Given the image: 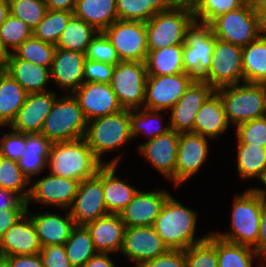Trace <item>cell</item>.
I'll return each mask as SVG.
<instances>
[{
  "label": "cell",
  "mask_w": 266,
  "mask_h": 267,
  "mask_svg": "<svg viewBox=\"0 0 266 267\" xmlns=\"http://www.w3.org/2000/svg\"><path fill=\"white\" fill-rule=\"evenodd\" d=\"M197 217V212L170 195L156 217L153 228L170 250H185L208 237V234L195 237Z\"/></svg>",
  "instance_id": "cell-1"
},
{
  "label": "cell",
  "mask_w": 266,
  "mask_h": 267,
  "mask_svg": "<svg viewBox=\"0 0 266 267\" xmlns=\"http://www.w3.org/2000/svg\"><path fill=\"white\" fill-rule=\"evenodd\" d=\"M47 166L51 174L84 180L93 177L103 164L95 157L85 138L52 143Z\"/></svg>",
  "instance_id": "cell-2"
},
{
  "label": "cell",
  "mask_w": 266,
  "mask_h": 267,
  "mask_svg": "<svg viewBox=\"0 0 266 267\" xmlns=\"http://www.w3.org/2000/svg\"><path fill=\"white\" fill-rule=\"evenodd\" d=\"M84 138L95 157L103 165H118L121 156L118 155V157L104 162L102 155L105 152L115 151L132 140L130 110L123 109L116 114L88 121Z\"/></svg>",
  "instance_id": "cell-3"
},
{
  "label": "cell",
  "mask_w": 266,
  "mask_h": 267,
  "mask_svg": "<svg viewBox=\"0 0 266 267\" xmlns=\"http://www.w3.org/2000/svg\"><path fill=\"white\" fill-rule=\"evenodd\" d=\"M244 83V84H243ZM224 106L229 124L237 127L249 120L262 118L266 113V84L228 85L216 89Z\"/></svg>",
  "instance_id": "cell-4"
},
{
  "label": "cell",
  "mask_w": 266,
  "mask_h": 267,
  "mask_svg": "<svg viewBox=\"0 0 266 267\" xmlns=\"http://www.w3.org/2000/svg\"><path fill=\"white\" fill-rule=\"evenodd\" d=\"M88 121L73 94L58 96L41 131L51 143L84 138Z\"/></svg>",
  "instance_id": "cell-5"
},
{
  "label": "cell",
  "mask_w": 266,
  "mask_h": 267,
  "mask_svg": "<svg viewBox=\"0 0 266 267\" xmlns=\"http://www.w3.org/2000/svg\"><path fill=\"white\" fill-rule=\"evenodd\" d=\"M236 195L231 212V231L213 232L219 238L240 245L254 247L259 234L261 215V194L256 188H249Z\"/></svg>",
  "instance_id": "cell-6"
},
{
  "label": "cell",
  "mask_w": 266,
  "mask_h": 267,
  "mask_svg": "<svg viewBox=\"0 0 266 267\" xmlns=\"http://www.w3.org/2000/svg\"><path fill=\"white\" fill-rule=\"evenodd\" d=\"M195 21L193 11L173 8L156 13L146 25L148 51L184 44L185 33Z\"/></svg>",
  "instance_id": "cell-7"
},
{
  "label": "cell",
  "mask_w": 266,
  "mask_h": 267,
  "mask_svg": "<svg viewBox=\"0 0 266 267\" xmlns=\"http://www.w3.org/2000/svg\"><path fill=\"white\" fill-rule=\"evenodd\" d=\"M215 37L238 46H246L264 33L253 4L226 12L210 23Z\"/></svg>",
  "instance_id": "cell-8"
},
{
  "label": "cell",
  "mask_w": 266,
  "mask_h": 267,
  "mask_svg": "<svg viewBox=\"0 0 266 267\" xmlns=\"http://www.w3.org/2000/svg\"><path fill=\"white\" fill-rule=\"evenodd\" d=\"M216 39L210 24L194 21L190 25L182 49L185 73L202 79L209 72Z\"/></svg>",
  "instance_id": "cell-9"
},
{
  "label": "cell",
  "mask_w": 266,
  "mask_h": 267,
  "mask_svg": "<svg viewBox=\"0 0 266 267\" xmlns=\"http://www.w3.org/2000/svg\"><path fill=\"white\" fill-rule=\"evenodd\" d=\"M147 77L145 62L120 61L115 65L110 85L123 109L143 107Z\"/></svg>",
  "instance_id": "cell-10"
},
{
  "label": "cell",
  "mask_w": 266,
  "mask_h": 267,
  "mask_svg": "<svg viewBox=\"0 0 266 267\" xmlns=\"http://www.w3.org/2000/svg\"><path fill=\"white\" fill-rule=\"evenodd\" d=\"M201 80L215 90L244 82L242 47L216 39L210 70Z\"/></svg>",
  "instance_id": "cell-11"
},
{
  "label": "cell",
  "mask_w": 266,
  "mask_h": 267,
  "mask_svg": "<svg viewBox=\"0 0 266 267\" xmlns=\"http://www.w3.org/2000/svg\"><path fill=\"white\" fill-rule=\"evenodd\" d=\"M103 33L116 49L120 61H146L148 48L145 22L117 20Z\"/></svg>",
  "instance_id": "cell-12"
},
{
  "label": "cell",
  "mask_w": 266,
  "mask_h": 267,
  "mask_svg": "<svg viewBox=\"0 0 266 267\" xmlns=\"http://www.w3.org/2000/svg\"><path fill=\"white\" fill-rule=\"evenodd\" d=\"M194 80L192 75L185 72L162 76L148 75L143 107L169 112Z\"/></svg>",
  "instance_id": "cell-13"
},
{
  "label": "cell",
  "mask_w": 266,
  "mask_h": 267,
  "mask_svg": "<svg viewBox=\"0 0 266 267\" xmlns=\"http://www.w3.org/2000/svg\"><path fill=\"white\" fill-rule=\"evenodd\" d=\"M68 209L75 225L85 226L109 214L103 193L102 167L93 177L80 181L78 191Z\"/></svg>",
  "instance_id": "cell-14"
},
{
  "label": "cell",
  "mask_w": 266,
  "mask_h": 267,
  "mask_svg": "<svg viewBox=\"0 0 266 267\" xmlns=\"http://www.w3.org/2000/svg\"><path fill=\"white\" fill-rule=\"evenodd\" d=\"M215 91L207 82L195 79L185 90L184 95L169 110L171 116L167 124L170 130L177 133L192 132L199 109Z\"/></svg>",
  "instance_id": "cell-15"
},
{
  "label": "cell",
  "mask_w": 266,
  "mask_h": 267,
  "mask_svg": "<svg viewBox=\"0 0 266 267\" xmlns=\"http://www.w3.org/2000/svg\"><path fill=\"white\" fill-rule=\"evenodd\" d=\"M168 250L153 226H126L120 253L128 260L134 261L135 267L161 256Z\"/></svg>",
  "instance_id": "cell-16"
},
{
  "label": "cell",
  "mask_w": 266,
  "mask_h": 267,
  "mask_svg": "<svg viewBox=\"0 0 266 267\" xmlns=\"http://www.w3.org/2000/svg\"><path fill=\"white\" fill-rule=\"evenodd\" d=\"M72 94L77 99L87 121L123 110L108 83L84 82Z\"/></svg>",
  "instance_id": "cell-17"
},
{
  "label": "cell",
  "mask_w": 266,
  "mask_h": 267,
  "mask_svg": "<svg viewBox=\"0 0 266 267\" xmlns=\"http://www.w3.org/2000/svg\"><path fill=\"white\" fill-rule=\"evenodd\" d=\"M79 184V180L64 178L49 173L45 177L37 179V181L30 186L27 206H29V202L32 200L44 206L54 205L67 210L75 198Z\"/></svg>",
  "instance_id": "cell-18"
},
{
  "label": "cell",
  "mask_w": 266,
  "mask_h": 267,
  "mask_svg": "<svg viewBox=\"0 0 266 267\" xmlns=\"http://www.w3.org/2000/svg\"><path fill=\"white\" fill-rule=\"evenodd\" d=\"M208 140L209 138L192 132L179 133L175 167L176 188L194 176L207 160Z\"/></svg>",
  "instance_id": "cell-19"
},
{
  "label": "cell",
  "mask_w": 266,
  "mask_h": 267,
  "mask_svg": "<svg viewBox=\"0 0 266 267\" xmlns=\"http://www.w3.org/2000/svg\"><path fill=\"white\" fill-rule=\"evenodd\" d=\"M55 91L28 93L8 128L24 134L41 133L45 118L49 114L57 96Z\"/></svg>",
  "instance_id": "cell-20"
},
{
  "label": "cell",
  "mask_w": 266,
  "mask_h": 267,
  "mask_svg": "<svg viewBox=\"0 0 266 267\" xmlns=\"http://www.w3.org/2000/svg\"><path fill=\"white\" fill-rule=\"evenodd\" d=\"M179 144V133L174 130L141 143L138 151L164 177L175 184V167Z\"/></svg>",
  "instance_id": "cell-21"
},
{
  "label": "cell",
  "mask_w": 266,
  "mask_h": 267,
  "mask_svg": "<svg viewBox=\"0 0 266 267\" xmlns=\"http://www.w3.org/2000/svg\"><path fill=\"white\" fill-rule=\"evenodd\" d=\"M169 196V192L161 189L138 191L119 215L127 227L153 226Z\"/></svg>",
  "instance_id": "cell-22"
},
{
  "label": "cell",
  "mask_w": 266,
  "mask_h": 267,
  "mask_svg": "<svg viewBox=\"0 0 266 267\" xmlns=\"http://www.w3.org/2000/svg\"><path fill=\"white\" fill-rule=\"evenodd\" d=\"M41 244L31 217L26 213L0 239V260L13 255H35Z\"/></svg>",
  "instance_id": "cell-23"
},
{
  "label": "cell",
  "mask_w": 266,
  "mask_h": 267,
  "mask_svg": "<svg viewBox=\"0 0 266 267\" xmlns=\"http://www.w3.org/2000/svg\"><path fill=\"white\" fill-rule=\"evenodd\" d=\"M85 54L56 48L50 68V79L62 88L61 91L72 94L84 83ZM69 90V91H68Z\"/></svg>",
  "instance_id": "cell-24"
},
{
  "label": "cell",
  "mask_w": 266,
  "mask_h": 267,
  "mask_svg": "<svg viewBox=\"0 0 266 267\" xmlns=\"http://www.w3.org/2000/svg\"><path fill=\"white\" fill-rule=\"evenodd\" d=\"M85 226L91 234L97 252H120L126 225L119 214L109 213Z\"/></svg>",
  "instance_id": "cell-25"
},
{
  "label": "cell",
  "mask_w": 266,
  "mask_h": 267,
  "mask_svg": "<svg viewBox=\"0 0 266 267\" xmlns=\"http://www.w3.org/2000/svg\"><path fill=\"white\" fill-rule=\"evenodd\" d=\"M28 209L26 213L31 217L42 247L64 245L66 243L73 228L76 226L69 212L65 213L63 217L50 212L33 214Z\"/></svg>",
  "instance_id": "cell-26"
},
{
  "label": "cell",
  "mask_w": 266,
  "mask_h": 267,
  "mask_svg": "<svg viewBox=\"0 0 266 267\" xmlns=\"http://www.w3.org/2000/svg\"><path fill=\"white\" fill-rule=\"evenodd\" d=\"M2 69L14 78L27 93L48 91L50 69L30 61L18 58L13 52L10 54Z\"/></svg>",
  "instance_id": "cell-27"
},
{
  "label": "cell",
  "mask_w": 266,
  "mask_h": 267,
  "mask_svg": "<svg viewBox=\"0 0 266 267\" xmlns=\"http://www.w3.org/2000/svg\"><path fill=\"white\" fill-rule=\"evenodd\" d=\"M228 126L223 103L215 91L199 109L192 133L214 140L226 132Z\"/></svg>",
  "instance_id": "cell-28"
},
{
  "label": "cell",
  "mask_w": 266,
  "mask_h": 267,
  "mask_svg": "<svg viewBox=\"0 0 266 267\" xmlns=\"http://www.w3.org/2000/svg\"><path fill=\"white\" fill-rule=\"evenodd\" d=\"M117 165L102 166V185L109 213L119 214L139 191L115 175Z\"/></svg>",
  "instance_id": "cell-29"
},
{
  "label": "cell",
  "mask_w": 266,
  "mask_h": 267,
  "mask_svg": "<svg viewBox=\"0 0 266 267\" xmlns=\"http://www.w3.org/2000/svg\"><path fill=\"white\" fill-rule=\"evenodd\" d=\"M51 145L41 133L25 134V149L17 163L30 182L31 177L40 174L47 167Z\"/></svg>",
  "instance_id": "cell-30"
},
{
  "label": "cell",
  "mask_w": 266,
  "mask_h": 267,
  "mask_svg": "<svg viewBox=\"0 0 266 267\" xmlns=\"http://www.w3.org/2000/svg\"><path fill=\"white\" fill-rule=\"evenodd\" d=\"M74 16L103 32L118 19L116 0H77Z\"/></svg>",
  "instance_id": "cell-31"
},
{
  "label": "cell",
  "mask_w": 266,
  "mask_h": 267,
  "mask_svg": "<svg viewBox=\"0 0 266 267\" xmlns=\"http://www.w3.org/2000/svg\"><path fill=\"white\" fill-rule=\"evenodd\" d=\"M27 92L0 68V126H9L23 106Z\"/></svg>",
  "instance_id": "cell-32"
},
{
  "label": "cell",
  "mask_w": 266,
  "mask_h": 267,
  "mask_svg": "<svg viewBox=\"0 0 266 267\" xmlns=\"http://www.w3.org/2000/svg\"><path fill=\"white\" fill-rule=\"evenodd\" d=\"M244 82L266 84V32L242 47Z\"/></svg>",
  "instance_id": "cell-33"
},
{
  "label": "cell",
  "mask_w": 266,
  "mask_h": 267,
  "mask_svg": "<svg viewBox=\"0 0 266 267\" xmlns=\"http://www.w3.org/2000/svg\"><path fill=\"white\" fill-rule=\"evenodd\" d=\"M183 44L148 51L146 68L148 75H172L184 73L182 59Z\"/></svg>",
  "instance_id": "cell-34"
},
{
  "label": "cell",
  "mask_w": 266,
  "mask_h": 267,
  "mask_svg": "<svg viewBox=\"0 0 266 267\" xmlns=\"http://www.w3.org/2000/svg\"><path fill=\"white\" fill-rule=\"evenodd\" d=\"M237 172L241 178H257L260 182L266 176V147L252 144H237Z\"/></svg>",
  "instance_id": "cell-35"
},
{
  "label": "cell",
  "mask_w": 266,
  "mask_h": 267,
  "mask_svg": "<svg viewBox=\"0 0 266 267\" xmlns=\"http://www.w3.org/2000/svg\"><path fill=\"white\" fill-rule=\"evenodd\" d=\"M98 33L99 32L93 26L73 15L55 46L56 48L85 54L91 40Z\"/></svg>",
  "instance_id": "cell-36"
},
{
  "label": "cell",
  "mask_w": 266,
  "mask_h": 267,
  "mask_svg": "<svg viewBox=\"0 0 266 267\" xmlns=\"http://www.w3.org/2000/svg\"><path fill=\"white\" fill-rule=\"evenodd\" d=\"M166 0H116L118 19L148 22L156 13L168 10Z\"/></svg>",
  "instance_id": "cell-37"
},
{
  "label": "cell",
  "mask_w": 266,
  "mask_h": 267,
  "mask_svg": "<svg viewBox=\"0 0 266 267\" xmlns=\"http://www.w3.org/2000/svg\"><path fill=\"white\" fill-rule=\"evenodd\" d=\"M69 262L74 267H82L97 254L89 230L84 225H76L64 244Z\"/></svg>",
  "instance_id": "cell-38"
},
{
  "label": "cell",
  "mask_w": 266,
  "mask_h": 267,
  "mask_svg": "<svg viewBox=\"0 0 266 267\" xmlns=\"http://www.w3.org/2000/svg\"><path fill=\"white\" fill-rule=\"evenodd\" d=\"M254 248L231 243L217 236L218 267H253V259L260 257Z\"/></svg>",
  "instance_id": "cell-39"
},
{
  "label": "cell",
  "mask_w": 266,
  "mask_h": 267,
  "mask_svg": "<svg viewBox=\"0 0 266 267\" xmlns=\"http://www.w3.org/2000/svg\"><path fill=\"white\" fill-rule=\"evenodd\" d=\"M161 112L162 111L151 110L144 107L130 110V128L132 139L142 133L145 135V137L147 136V139L149 138V140H152L156 136L164 135L170 131L169 124L167 126H162L158 123V126L156 125V127L153 124V121L164 120ZM154 123L157 124L156 122Z\"/></svg>",
  "instance_id": "cell-40"
},
{
  "label": "cell",
  "mask_w": 266,
  "mask_h": 267,
  "mask_svg": "<svg viewBox=\"0 0 266 267\" xmlns=\"http://www.w3.org/2000/svg\"><path fill=\"white\" fill-rule=\"evenodd\" d=\"M71 11L47 10L43 20L33 30V36L56 45L61 33L73 16Z\"/></svg>",
  "instance_id": "cell-41"
},
{
  "label": "cell",
  "mask_w": 266,
  "mask_h": 267,
  "mask_svg": "<svg viewBox=\"0 0 266 267\" xmlns=\"http://www.w3.org/2000/svg\"><path fill=\"white\" fill-rule=\"evenodd\" d=\"M56 46L32 36L25 40L13 53L18 57L42 67L51 68Z\"/></svg>",
  "instance_id": "cell-42"
},
{
  "label": "cell",
  "mask_w": 266,
  "mask_h": 267,
  "mask_svg": "<svg viewBox=\"0 0 266 267\" xmlns=\"http://www.w3.org/2000/svg\"><path fill=\"white\" fill-rule=\"evenodd\" d=\"M185 251L186 267H218L217 236L208 232V237Z\"/></svg>",
  "instance_id": "cell-43"
},
{
  "label": "cell",
  "mask_w": 266,
  "mask_h": 267,
  "mask_svg": "<svg viewBox=\"0 0 266 267\" xmlns=\"http://www.w3.org/2000/svg\"><path fill=\"white\" fill-rule=\"evenodd\" d=\"M29 183L17 161L4 157L0 165V187L19 193L27 201L30 195Z\"/></svg>",
  "instance_id": "cell-44"
},
{
  "label": "cell",
  "mask_w": 266,
  "mask_h": 267,
  "mask_svg": "<svg viewBox=\"0 0 266 267\" xmlns=\"http://www.w3.org/2000/svg\"><path fill=\"white\" fill-rule=\"evenodd\" d=\"M10 14L20 19L32 31L43 20L47 6L44 0H8Z\"/></svg>",
  "instance_id": "cell-45"
},
{
  "label": "cell",
  "mask_w": 266,
  "mask_h": 267,
  "mask_svg": "<svg viewBox=\"0 0 266 267\" xmlns=\"http://www.w3.org/2000/svg\"><path fill=\"white\" fill-rule=\"evenodd\" d=\"M32 36L33 31L20 19L10 13L0 25V38L11 53Z\"/></svg>",
  "instance_id": "cell-46"
},
{
  "label": "cell",
  "mask_w": 266,
  "mask_h": 267,
  "mask_svg": "<svg viewBox=\"0 0 266 267\" xmlns=\"http://www.w3.org/2000/svg\"><path fill=\"white\" fill-rule=\"evenodd\" d=\"M244 4L243 0H199L193 14L195 21L210 24L218 16L235 10Z\"/></svg>",
  "instance_id": "cell-47"
},
{
  "label": "cell",
  "mask_w": 266,
  "mask_h": 267,
  "mask_svg": "<svg viewBox=\"0 0 266 267\" xmlns=\"http://www.w3.org/2000/svg\"><path fill=\"white\" fill-rule=\"evenodd\" d=\"M86 59L116 65L120 62L116 49L103 32L90 42L85 52Z\"/></svg>",
  "instance_id": "cell-48"
},
{
  "label": "cell",
  "mask_w": 266,
  "mask_h": 267,
  "mask_svg": "<svg viewBox=\"0 0 266 267\" xmlns=\"http://www.w3.org/2000/svg\"><path fill=\"white\" fill-rule=\"evenodd\" d=\"M235 131L238 144L266 147V122L263 117L244 122Z\"/></svg>",
  "instance_id": "cell-49"
},
{
  "label": "cell",
  "mask_w": 266,
  "mask_h": 267,
  "mask_svg": "<svg viewBox=\"0 0 266 267\" xmlns=\"http://www.w3.org/2000/svg\"><path fill=\"white\" fill-rule=\"evenodd\" d=\"M0 138V152L5 158L19 160L25 149V134L10 130Z\"/></svg>",
  "instance_id": "cell-50"
},
{
  "label": "cell",
  "mask_w": 266,
  "mask_h": 267,
  "mask_svg": "<svg viewBox=\"0 0 266 267\" xmlns=\"http://www.w3.org/2000/svg\"><path fill=\"white\" fill-rule=\"evenodd\" d=\"M115 65L86 59L84 62V82L111 83Z\"/></svg>",
  "instance_id": "cell-51"
},
{
  "label": "cell",
  "mask_w": 266,
  "mask_h": 267,
  "mask_svg": "<svg viewBox=\"0 0 266 267\" xmlns=\"http://www.w3.org/2000/svg\"><path fill=\"white\" fill-rule=\"evenodd\" d=\"M39 254L44 267H74L69 262L64 245L44 246Z\"/></svg>",
  "instance_id": "cell-52"
},
{
  "label": "cell",
  "mask_w": 266,
  "mask_h": 267,
  "mask_svg": "<svg viewBox=\"0 0 266 267\" xmlns=\"http://www.w3.org/2000/svg\"><path fill=\"white\" fill-rule=\"evenodd\" d=\"M139 267H186L184 250H168L161 256L143 262Z\"/></svg>",
  "instance_id": "cell-53"
},
{
  "label": "cell",
  "mask_w": 266,
  "mask_h": 267,
  "mask_svg": "<svg viewBox=\"0 0 266 267\" xmlns=\"http://www.w3.org/2000/svg\"><path fill=\"white\" fill-rule=\"evenodd\" d=\"M1 209H27V201L17 192L0 187Z\"/></svg>",
  "instance_id": "cell-54"
},
{
  "label": "cell",
  "mask_w": 266,
  "mask_h": 267,
  "mask_svg": "<svg viewBox=\"0 0 266 267\" xmlns=\"http://www.w3.org/2000/svg\"><path fill=\"white\" fill-rule=\"evenodd\" d=\"M2 261L7 267H44L40 254L6 256Z\"/></svg>",
  "instance_id": "cell-55"
},
{
  "label": "cell",
  "mask_w": 266,
  "mask_h": 267,
  "mask_svg": "<svg viewBox=\"0 0 266 267\" xmlns=\"http://www.w3.org/2000/svg\"><path fill=\"white\" fill-rule=\"evenodd\" d=\"M27 209H1L0 208V239L4 233L26 214Z\"/></svg>",
  "instance_id": "cell-56"
},
{
  "label": "cell",
  "mask_w": 266,
  "mask_h": 267,
  "mask_svg": "<svg viewBox=\"0 0 266 267\" xmlns=\"http://www.w3.org/2000/svg\"><path fill=\"white\" fill-rule=\"evenodd\" d=\"M254 250L263 257L266 254V199L261 196L259 234Z\"/></svg>",
  "instance_id": "cell-57"
},
{
  "label": "cell",
  "mask_w": 266,
  "mask_h": 267,
  "mask_svg": "<svg viewBox=\"0 0 266 267\" xmlns=\"http://www.w3.org/2000/svg\"><path fill=\"white\" fill-rule=\"evenodd\" d=\"M110 253L98 252L90 258L82 267H116L109 256Z\"/></svg>",
  "instance_id": "cell-58"
},
{
  "label": "cell",
  "mask_w": 266,
  "mask_h": 267,
  "mask_svg": "<svg viewBox=\"0 0 266 267\" xmlns=\"http://www.w3.org/2000/svg\"><path fill=\"white\" fill-rule=\"evenodd\" d=\"M47 10L74 11L77 0H44Z\"/></svg>",
  "instance_id": "cell-59"
},
{
  "label": "cell",
  "mask_w": 266,
  "mask_h": 267,
  "mask_svg": "<svg viewBox=\"0 0 266 267\" xmlns=\"http://www.w3.org/2000/svg\"><path fill=\"white\" fill-rule=\"evenodd\" d=\"M252 4L262 23L263 31L266 32V0H255Z\"/></svg>",
  "instance_id": "cell-60"
},
{
  "label": "cell",
  "mask_w": 266,
  "mask_h": 267,
  "mask_svg": "<svg viewBox=\"0 0 266 267\" xmlns=\"http://www.w3.org/2000/svg\"><path fill=\"white\" fill-rule=\"evenodd\" d=\"M169 7L186 8L194 11L199 3V0H166Z\"/></svg>",
  "instance_id": "cell-61"
},
{
  "label": "cell",
  "mask_w": 266,
  "mask_h": 267,
  "mask_svg": "<svg viewBox=\"0 0 266 267\" xmlns=\"http://www.w3.org/2000/svg\"><path fill=\"white\" fill-rule=\"evenodd\" d=\"M10 54L11 52L8 51L0 38V68H2L6 64L8 58L10 57Z\"/></svg>",
  "instance_id": "cell-62"
},
{
  "label": "cell",
  "mask_w": 266,
  "mask_h": 267,
  "mask_svg": "<svg viewBox=\"0 0 266 267\" xmlns=\"http://www.w3.org/2000/svg\"><path fill=\"white\" fill-rule=\"evenodd\" d=\"M9 13V1L0 0V25L5 21Z\"/></svg>",
  "instance_id": "cell-63"
},
{
  "label": "cell",
  "mask_w": 266,
  "mask_h": 267,
  "mask_svg": "<svg viewBox=\"0 0 266 267\" xmlns=\"http://www.w3.org/2000/svg\"><path fill=\"white\" fill-rule=\"evenodd\" d=\"M261 183L264 184V186H266V176H265V178L263 179V181ZM257 190L259 191L261 196L266 199V190H265V188L264 189L257 188Z\"/></svg>",
  "instance_id": "cell-64"
},
{
  "label": "cell",
  "mask_w": 266,
  "mask_h": 267,
  "mask_svg": "<svg viewBox=\"0 0 266 267\" xmlns=\"http://www.w3.org/2000/svg\"><path fill=\"white\" fill-rule=\"evenodd\" d=\"M0 267H7L2 260H0Z\"/></svg>",
  "instance_id": "cell-65"
},
{
  "label": "cell",
  "mask_w": 266,
  "mask_h": 267,
  "mask_svg": "<svg viewBox=\"0 0 266 267\" xmlns=\"http://www.w3.org/2000/svg\"><path fill=\"white\" fill-rule=\"evenodd\" d=\"M245 3H253L255 0H243Z\"/></svg>",
  "instance_id": "cell-66"
},
{
  "label": "cell",
  "mask_w": 266,
  "mask_h": 267,
  "mask_svg": "<svg viewBox=\"0 0 266 267\" xmlns=\"http://www.w3.org/2000/svg\"><path fill=\"white\" fill-rule=\"evenodd\" d=\"M4 156L2 155V153L0 152V165L2 163V160H3Z\"/></svg>",
  "instance_id": "cell-67"
},
{
  "label": "cell",
  "mask_w": 266,
  "mask_h": 267,
  "mask_svg": "<svg viewBox=\"0 0 266 267\" xmlns=\"http://www.w3.org/2000/svg\"><path fill=\"white\" fill-rule=\"evenodd\" d=\"M258 267H266V265L264 263H260V265Z\"/></svg>",
  "instance_id": "cell-68"
},
{
  "label": "cell",
  "mask_w": 266,
  "mask_h": 267,
  "mask_svg": "<svg viewBox=\"0 0 266 267\" xmlns=\"http://www.w3.org/2000/svg\"><path fill=\"white\" fill-rule=\"evenodd\" d=\"M263 118H264V120H265V122H266V113L263 115Z\"/></svg>",
  "instance_id": "cell-69"
}]
</instances>
